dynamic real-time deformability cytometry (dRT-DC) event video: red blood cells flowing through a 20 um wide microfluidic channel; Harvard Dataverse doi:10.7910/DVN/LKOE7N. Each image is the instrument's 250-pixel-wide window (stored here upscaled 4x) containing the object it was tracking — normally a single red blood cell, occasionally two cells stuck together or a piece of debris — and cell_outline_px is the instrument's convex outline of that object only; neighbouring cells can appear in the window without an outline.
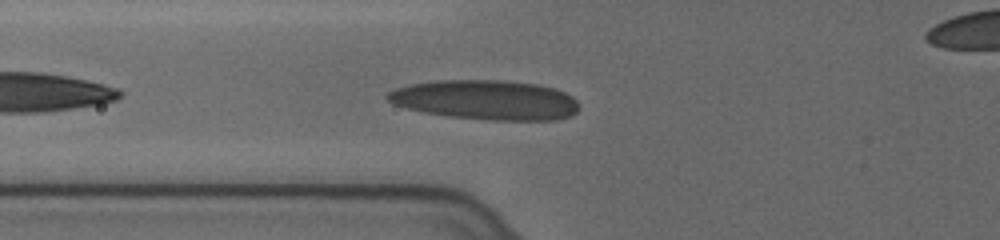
{"species": "human", "species_latin": "Homo sapiens", "temperature_condition": "cold", "stored_images_in_passage": 34, "camera_frame_rate_fps": 3000, "um_per_image_px": 0.085, "donor": {"sex": "female"}, "frame": {"image": 1, "passage_image": 5, "time_ms": 1.333, "image_size_px": [1000, 240], "cell_outline_px": [[580, 108], [572, 116], [556, 120], [488, 120], [448, 116], [424, 112], [408, 108], [396, 104], [388, 100], [384, 96], [388, 92], [396, 88], [412, 84], [440, 80], [504, 80], [536, 84], [556, 88], [572, 96], [580, 104]], "centroid_in_image_um": [41.35, 8.49], "position_along_channel_um": 84.5, "area_um2": 44.33}}
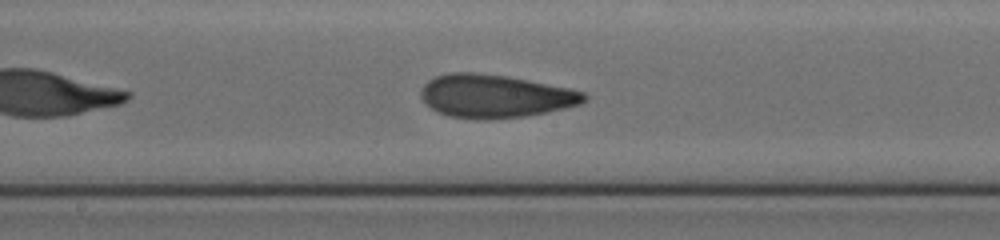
{"frame": {"image": 2, "passage_image": 15, "time_ms": 4.667, "image_size_px": [1000, 240], "cell_outline_px": [[588, 96], [580, 104], [548, 112], [524, 116], [488, 120], [484, 120], [448, 116], [436, 112], [420, 96], [420, 92], [424, 84], [428, 80], [436, 76], [448, 72], [472, 72], [508, 76], [568, 88], [584, 92]], "centroid_in_image_um": [42.05, 8.17], "position_along_channel_um": 206.1, "area_um2": 41.04}}
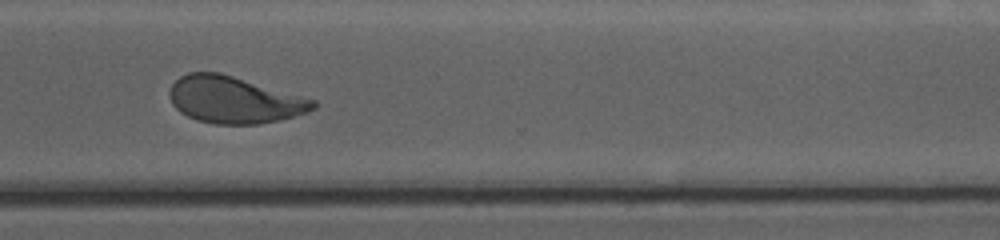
{"frame": {"image": 3, "passage_image": 27, "time_ms": 8.667, "image_size_px": [1000, 240], "cell_outline_px": [[316, 108], [308, 112], [260, 124], [216, 124], [196, 120], [180, 112], [172, 104], [168, 92], [172, 84], [180, 76], [188, 72], [220, 72], [316, 100]], "centroid_in_image_um": [19.87, 8.48], "position_along_channel_um": 350.7, "area_um2": 39.07}, "authors_computed_cell_mechanics": {"area_um2": 39.6508, "velocity_mm_per_s": 3.6277, "shape_relaxation_time_tau1_ms": 6.868, "shape_relaxation_time_tau2_ms": 1.4069, "deformation_change_tau1": 0.2043, "deformation_change_tau2": 0.0877}}